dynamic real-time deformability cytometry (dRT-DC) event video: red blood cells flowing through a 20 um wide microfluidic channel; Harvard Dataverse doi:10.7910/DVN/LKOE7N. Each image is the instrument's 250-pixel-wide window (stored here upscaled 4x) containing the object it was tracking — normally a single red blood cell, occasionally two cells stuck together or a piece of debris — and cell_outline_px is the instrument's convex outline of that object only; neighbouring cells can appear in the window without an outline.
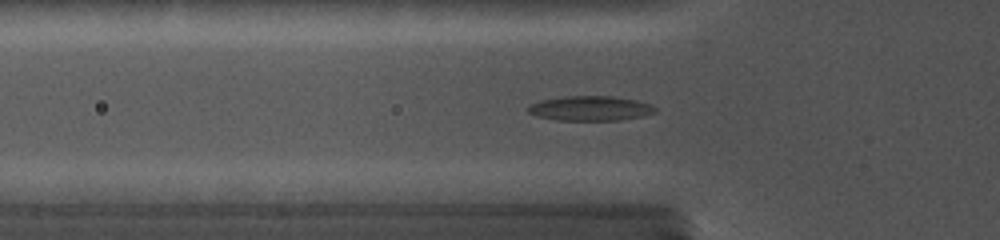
{"species": "common noctule bat (a hibernating species)", "species_latin": "Nyctalus noctula", "temperature_condition": "cold", "stored_images_in_passage": 36, "camera_frame_rate_fps": 5000, "um_per_image_px": 0.085, "animal": {"sex": "female", "body_mass_g": 19.0, "forearm_length_mm": 56.7}, "frame": {"image": 1, "passage_image": 17, "time_ms": 5.8, "image_size_px": [1000, 240], "cell_outline_px": [[656, 112], [644, 116], [620, 120], [556, 120], [536, 116], [528, 112], [528, 108], [532, 104], [544, 100], [568, 96], [612, 96], [632, 100], [648, 104], [656, 108]], "centroid_in_image_um": [50.18, 9.22], "position_along_channel_um": 75.6, "area_um2": 17.98}}
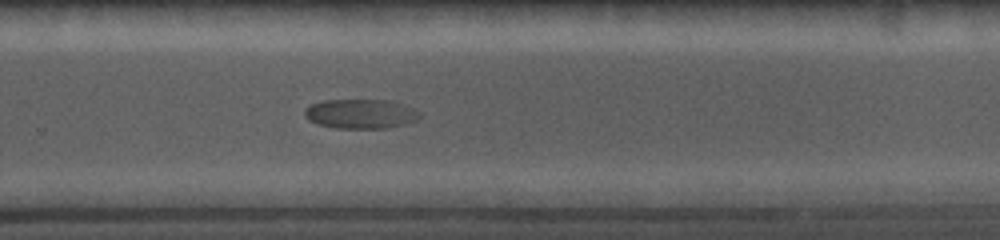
{"frame": {"image": 2, "passage_image": 28, "time_ms": 12.0, "image_size_px": [1000, 240], "cell_outline_px": [[420, 116], [416, 120], [404, 124], [388, 128], [336, 128], [316, 124], [308, 120], [304, 116], [304, 108], [312, 104], [324, 100], [384, 100], [400, 104], [412, 108], [420, 112]], "centroid_in_image_um": [30.6, 9.68], "position_along_channel_um": 299.2, "area_um2": 19.65}}
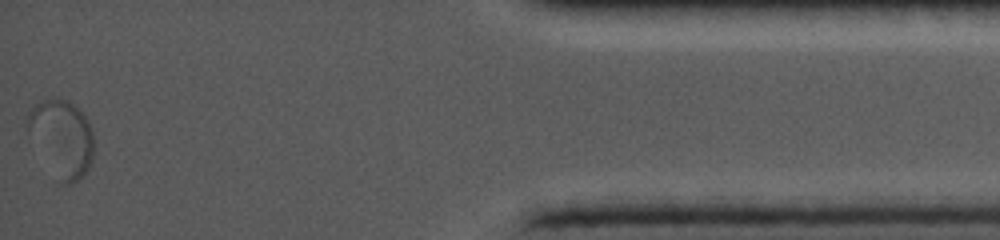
{"frame": {"image": 3, "passage_image": 36, "time_ms": 17.2, "image_size_px": [1000, 240], "cell_outline_px": [[92, 160], [88, 168], [76, 180], [68, 184], [60, 184], [28, 132], [24, 120], [28, 112], [40, 100], [68, 100], [88, 120], [92, 128]], "centroid_in_image_um": [5.22, 11.72], "position_along_channel_um": 430.0, "area_um2": 28.9}}